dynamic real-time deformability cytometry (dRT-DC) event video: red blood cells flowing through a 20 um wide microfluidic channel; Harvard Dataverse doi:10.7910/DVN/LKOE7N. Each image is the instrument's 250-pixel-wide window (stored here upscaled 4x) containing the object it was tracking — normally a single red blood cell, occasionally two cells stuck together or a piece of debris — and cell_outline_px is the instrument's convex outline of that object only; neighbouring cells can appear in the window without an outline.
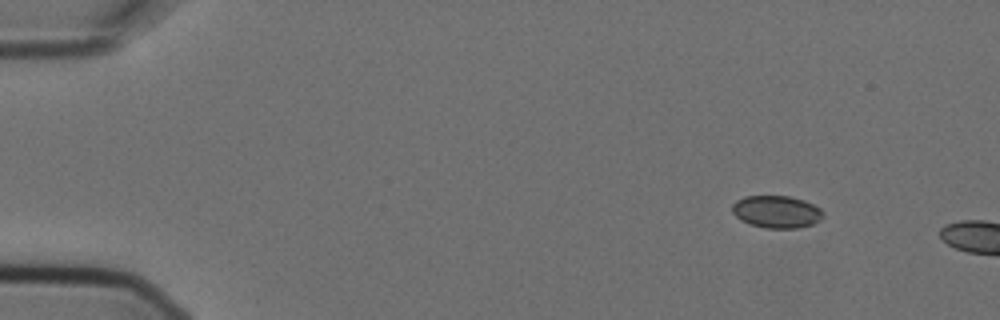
{"species": "Egyptian fruit bat (a non-hibernating species)", "species_latin": "Rousettus aegyptiacus", "temperature_condition": "cold", "stored_images_in_passage": 2, "camera_frame_rate_fps": 3000, "um_per_image_px": 0.085, "animal": {"sex": "female"}, "frame": {"image": 1, "passage_image": 1, "time_ms": 0.0, "image_size_px": [1000, 320], "cell_outline_px": [[824, 216], [820, 220], [812, 224], [796, 228], [764, 228], [740, 220], [732, 212], [732, 204], [736, 200], [744, 196], [788, 196], [804, 200], [820, 208], [824, 212]], "centroid_in_image_um": [66.0, 17.99], "position_along_channel_um": 19.0, "area_um2": 17.17}}